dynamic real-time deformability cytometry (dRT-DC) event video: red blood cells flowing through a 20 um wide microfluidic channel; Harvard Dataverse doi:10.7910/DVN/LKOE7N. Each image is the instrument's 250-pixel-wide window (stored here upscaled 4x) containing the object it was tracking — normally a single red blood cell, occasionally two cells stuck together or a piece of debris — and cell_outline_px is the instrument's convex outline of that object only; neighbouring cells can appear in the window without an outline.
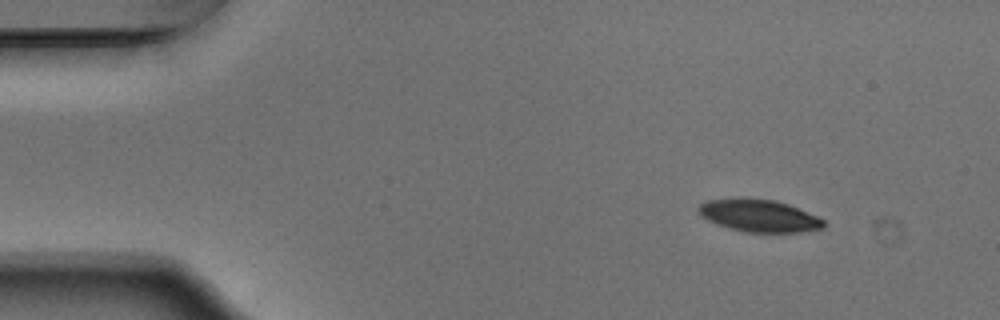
{"species": "Egyptian fruit bat (a non-hibernating species)", "species_latin": "Rousettus aegyptiacus", "temperature_condition": "warm", "stored_images_in_passage": 5, "camera_frame_rate_fps": 3000, "um_per_image_px": 0.085, "animal": {"sex": "male"}, "frame": {"image": 1, "passage_image": 1, "time_ms": 0.0, "image_size_px": [1000, 320], "cell_outline_px": [[820, 224], [796, 228], [756, 228], [740, 224], [716, 216], [708, 212], [708, 208], [728, 204], [776, 204], [800, 212], [820, 220]], "centroid_in_image_um": [64.91, 18.35], "position_along_channel_um": 20.1, "area_um2": 13.93}}